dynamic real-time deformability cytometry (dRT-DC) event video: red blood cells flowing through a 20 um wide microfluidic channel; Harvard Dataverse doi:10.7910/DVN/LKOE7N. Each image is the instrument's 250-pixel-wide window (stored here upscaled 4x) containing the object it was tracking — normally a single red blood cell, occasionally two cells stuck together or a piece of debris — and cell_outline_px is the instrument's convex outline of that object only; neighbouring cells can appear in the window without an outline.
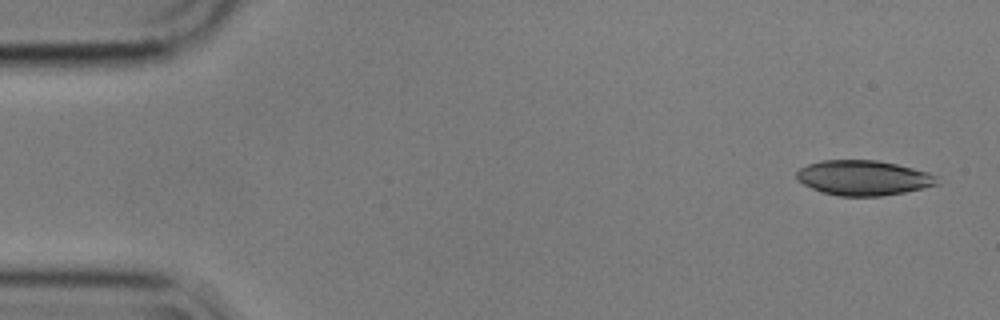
{"species": "common noctule bat (a hibernating species)", "species_latin": "Nyctalus noctula", "temperature_condition": "cold", "stored_images_in_passage": 6, "camera_frame_rate_fps": 3000, "um_per_image_px": 0.085, "animal": {"sex": "male", "body_mass_g": 17.9}, "frame": {"image": 1, "passage_image": 1, "time_ms": 0.0, "image_size_px": [1000, 320], "cell_outline_px": [[940, 184], [904, 192], [880, 196], [840, 196], [820, 192], [796, 180], [796, 172], [800, 168], [808, 164], [820, 160], [876, 160], [896, 164], [928, 172], [936, 176]], "centroid_in_image_um": [73.36, 15.11], "position_along_channel_um": 11.6, "area_um2": 28.67}}